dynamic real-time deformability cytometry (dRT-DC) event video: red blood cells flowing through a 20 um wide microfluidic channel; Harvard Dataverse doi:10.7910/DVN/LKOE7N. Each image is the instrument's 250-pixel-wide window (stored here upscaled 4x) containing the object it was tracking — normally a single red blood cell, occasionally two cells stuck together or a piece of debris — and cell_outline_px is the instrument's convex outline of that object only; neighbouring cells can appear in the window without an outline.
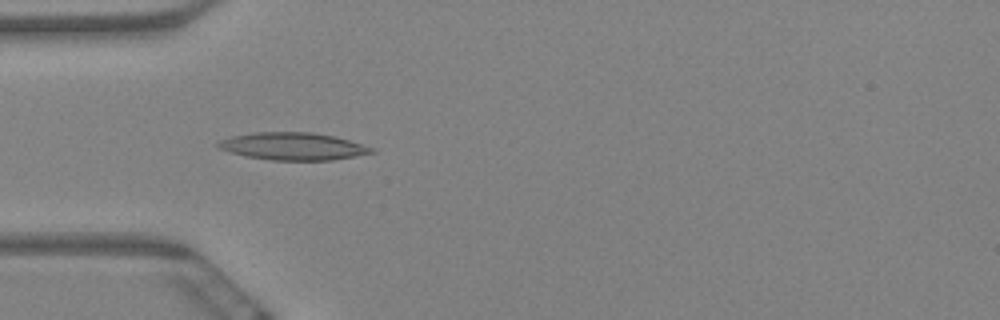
{"species": "Egyptian fruit bat (a non-hibernating species)", "species_latin": "Rousettus aegyptiacus", "temperature_condition": "warm", "stored_images_in_passage": 7, "camera_frame_rate_fps": 3000, "um_per_image_px": 0.085, "animal": {"sex": "female"}, "frame": {"image": 1, "passage_image": 5, "time_ms": 1.333, "image_size_px": [1000, 320], "cell_outline_px": [[376, 152], [356, 156], [332, 160], [272, 160], [244, 156], [220, 148], [216, 144], [220, 140], [232, 136], [252, 132], [312, 132], [336, 136], [376, 148]], "centroid_in_image_um": [24.95, 12.43], "position_along_channel_um": 60.0, "area_um2": 24.62}}
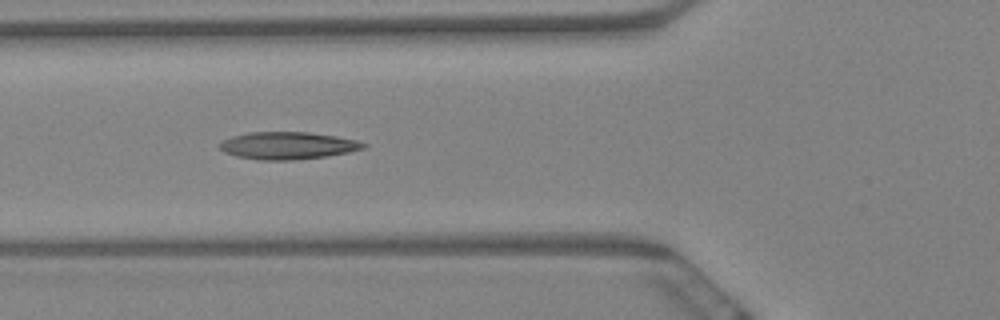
{"frame": {"image": 2, "passage_image": 6, "time_ms": 1.667, "image_size_px": [1000, 320], "cell_outline_px": [[368, 144], [364, 148], [348, 152], [324, 156], [292, 160], [260, 160], [236, 156], [224, 152], [216, 144], [232, 136], [248, 132], [308, 132], [336, 136], [356, 140]], "centroid_in_image_um": [24.42, 12.37], "position_along_channel_um": 101.4, "area_um2": 22.83}}
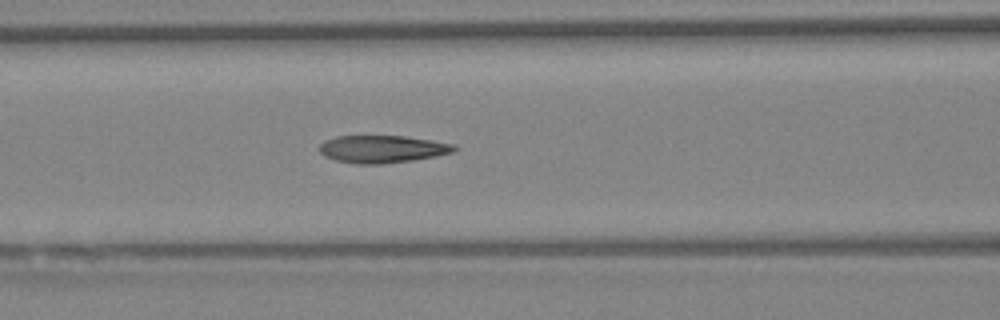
{"frame": {"image": 3, "passage_image": 7, "time_ms": 2.0, "image_size_px": [1000, 320], "cell_outline_px": [[460, 148], [452, 152], [436, 156], [412, 160], [384, 164], [356, 164], [336, 160], [324, 156], [320, 152], [320, 144], [324, 140], [336, 136], [404, 136], [456, 144]], "centroid_in_image_um": [32.51, 12.67], "position_along_channel_um": 134.1, "area_um2": 21.68}}